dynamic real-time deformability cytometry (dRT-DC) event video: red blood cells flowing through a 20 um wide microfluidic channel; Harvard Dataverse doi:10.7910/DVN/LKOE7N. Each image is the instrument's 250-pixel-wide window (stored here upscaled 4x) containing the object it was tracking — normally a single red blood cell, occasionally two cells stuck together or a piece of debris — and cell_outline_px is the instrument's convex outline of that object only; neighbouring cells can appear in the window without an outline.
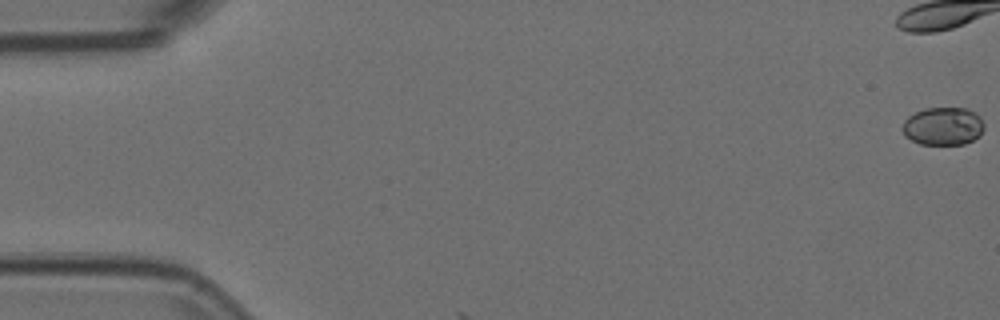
{"species": "Egyptian fruit bat (a non-hibernating species)", "species_latin": "Rousettus aegyptiacus", "temperature_condition": "room temperature", "stored_images_in_passage": 3, "camera_frame_rate_fps": 3000, "um_per_image_px": 0.085, "animal": {"sex": "female"}, "frame": {"image": 1, "passage_image": 1, "time_ms": 0.0, "image_size_px": [1000, 320], "cell_outline_px": [[984, 128], [980, 136], [964, 144], [920, 144], [904, 136], [904, 120], [908, 116], [924, 108], [968, 108], [980, 116], [984, 124]], "centroid_in_image_um": [80.19, 10.72], "position_along_channel_um": 4.8, "area_um2": 18.09}}